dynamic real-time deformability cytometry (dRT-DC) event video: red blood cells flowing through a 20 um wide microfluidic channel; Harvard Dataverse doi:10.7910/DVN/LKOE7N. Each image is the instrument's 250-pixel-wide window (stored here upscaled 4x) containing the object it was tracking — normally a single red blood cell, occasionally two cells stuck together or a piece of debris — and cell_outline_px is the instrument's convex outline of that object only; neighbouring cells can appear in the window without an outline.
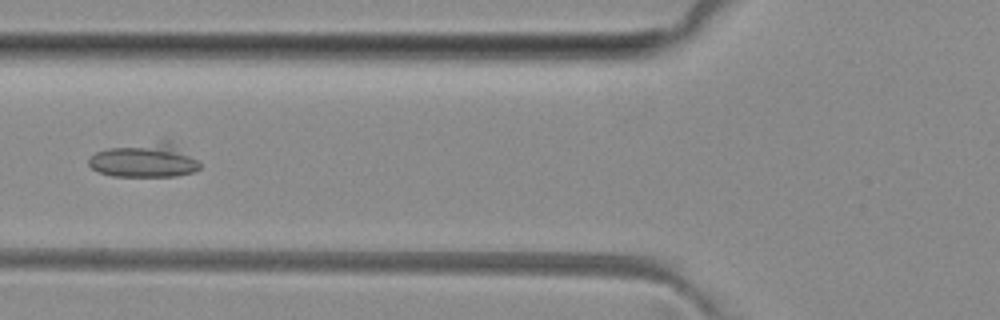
{"species": "common noctule bat (a hibernating species)", "species_latin": "Nyctalus noctula", "temperature_condition": "room temperature", "stored_images_in_passage": 5, "camera_frame_rate_fps": 3000, "um_per_image_px": 0.085, "animal": {"sex": "female", "body_mass_g": 29.2, "forearm_length_mm": 56.3}, "frame": {"image": 1, "passage_image": 5, "time_ms": 5.333, "image_size_px": [1000, 320], "cell_outline_px": [[200, 168], [192, 172], [176, 176], [112, 176], [100, 172], [92, 168], [88, 164], [88, 160], [96, 152], [108, 148], [164, 140], [168, 140], [196, 160], [200, 164]], "centroid_in_image_um": [12.26, 13.63], "position_along_channel_um": 113.5, "area_um2": 21.68}}